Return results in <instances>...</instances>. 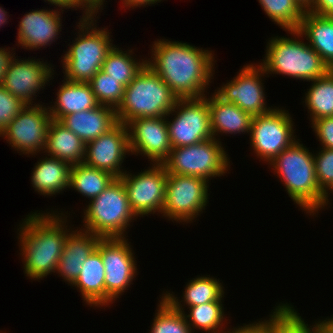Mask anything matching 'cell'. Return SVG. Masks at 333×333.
<instances>
[{
    "mask_svg": "<svg viewBox=\"0 0 333 333\" xmlns=\"http://www.w3.org/2000/svg\"><path fill=\"white\" fill-rule=\"evenodd\" d=\"M152 56L146 60L177 96V98L203 97L215 72L212 51L188 43L158 39L153 42Z\"/></svg>",
    "mask_w": 333,
    "mask_h": 333,
    "instance_id": "1",
    "label": "cell"
},
{
    "mask_svg": "<svg viewBox=\"0 0 333 333\" xmlns=\"http://www.w3.org/2000/svg\"><path fill=\"white\" fill-rule=\"evenodd\" d=\"M33 213L19 225L18 239L24 273L31 280H40L55 273L71 231L66 226L67 217L62 211L58 214L52 213V210L51 213Z\"/></svg>",
    "mask_w": 333,
    "mask_h": 333,
    "instance_id": "2",
    "label": "cell"
},
{
    "mask_svg": "<svg viewBox=\"0 0 333 333\" xmlns=\"http://www.w3.org/2000/svg\"><path fill=\"white\" fill-rule=\"evenodd\" d=\"M269 165L283 182L290 198L310 216L326 206V195L316 178L314 154L297 139ZM320 209V210H319Z\"/></svg>",
    "mask_w": 333,
    "mask_h": 333,
    "instance_id": "3",
    "label": "cell"
},
{
    "mask_svg": "<svg viewBox=\"0 0 333 333\" xmlns=\"http://www.w3.org/2000/svg\"><path fill=\"white\" fill-rule=\"evenodd\" d=\"M291 37H271L267 42L265 59L260 65L265 75L282 74L303 81H313L323 77L330 68L320 55L300 37L298 30H288ZM297 37V38H296Z\"/></svg>",
    "mask_w": 333,
    "mask_h": 333,
    "instance_id": "4",
    "label": "cell"
},
{
    "mask_svg": "<svg viewBox=\"0 0 333 333\" xmlns=\"http://www.w3.org/2000/svg\"><path fill=\"white\" fill-rule=\"evenodd\" d=\"M177 96L148 66L125 87L123 100L116 109L119 123L136 118L167 116L174 108Z\"/></svg>",
    "mask_w": 333,
    "mask_h": 333,
    "instance_id": "5",
    "label": "cell"
},
{
    "mask_svg": "<svg viewBox=\"0 0 333 333\" xmlns=\"http://www.w3.org/2000/svg\"><path fill=\"white\" fill-rule=\"evenodd\" d=\"M94 20V16L80 19L77 25L80 33L61 60L64 79L68 81L88 83L102 69L107 53L114 46L109 30L97 29Z\"/></svg>",
    "mask_w": 333,
    "mask_h": 333,
    "instance_id": "6",
    "label": "cell"
},
{
    "mask_svg": "<svg viewBox=\"0 0 333 333\" xmlns=\"http://www.w3.org/2000/svg\"><path fill=\"white\" fill-rule=\"evenodd\" d=\"M88 204L84 209L83 230L102 238H125L126 228L138 218L130 207L120 177Z\"/></svg>",
    "mask_w": 333,
    "mask_h": 333,
    "instance_id": "7",
    "label": "cell"
},
{
    "mask_svg": "<svg viewBox=\"0 0 333 333\" xmlns=\"http://www.w3.org/2000/svg\"><path fill=\"white\" fill-rule=\"evenodd\" d=\"M219 140L211 138L190 146L172 148L162 163L166 172L196 176L207 181L227 173L230 159Z\"/></svg>",
    "mask_w": 333,
    "mask_h": 333,
    "instance_id": "8",
    "label": "cell"
},
{
    "mask_svg": "<svg viewBox=\"0 0 333 333\" xmlns=\"http://www.w3.org/2000/svg\"><path fill=\"white\" fill-rule=\"evenodd\" d=\"M170 114L175 116L172 121H168L169 118H167ZM167 116L166 122L172 148L190 146L213 138L207 96L178 98Z\"/></svg>",
    "mask_w": 333,
    "mask_h": 333,
    "instance_id": "9",
    "label": "cell"
},
{
    "mask_svg": "<svg viewBox=\"0 0 333 333\" xmlns=\"http://www.w3.org/2000/svg\"><path fill=\"white\" fill-rule=\"evenodd\" d=\"M208 183L200 177L168 173L162 217L193 222L208 204Z\"/></svg>",
    "mask_w": 333,
    "mask_h": 333,
    "instance_id": "10",
    "label": "cell"
},
{
    "mask_svg": "<svg viewBox=\"0 0 333 333\" xmlns=\"http://www.w3.org/2000/svg\"><path fill=\"white\" fill-rule=\"evenodd\" d=\"M275 108L254 116L250 127V145L257 158L268 164L296 141L289 112L279 107Z\"/></svg>",
    "mask_w": 333,
    "mask_h": 333,
    "instance_id": "11",
    "label": "cell"
},
{
    "mask_svg": "<svg viewBox=\"0 0 333 333\" xmlns=\"http://www.w3.org/2000/svg\"><path fill=\"white\" fill-rule=\"evenodd\" d=\"M105 267V305L112 304L137 275L136 258L128 239L102 238L97 245Z\"/></svg>",
    "mask_w": 333,
    "mask_h": 333,
    "instance_id": "12",
    "label": "cell"
},
{
    "mask_svg": "<svg viewBox=\"0 0 333 333\" xmlns=\"http://www.w3.org/2000/svg\"><path fill=\"white\" fill-rule=\"evenodd\" d=\"M152 165L136 175L125 172L120 177L137 217L163 212L168 173L163 164Z\"/></svg>",
    "mask_w": 333,
    "mask_h": 333,
    "instance_id": "13",
    "label": "cell"
},
{
    "mask_svg": "<svg viewBox=\"0 0 333 333\" xmlns=\"http://www.w3.org/2000/svg\"><path fill=\"white\" fill-rule=\"evenodd\" d=\"M52 120L43 104L26 105L2 131L0 137L22 154L36 155L46 147L48 127Z\"/></svg>",
    "mask_w": 333,
    "mask_h": 333,
    "instance_id": "14",
    "label": "cell"
},
{
    "mask_svg": "<svg viewBox=\"0 0 333 333\" xmlns=\"http://www.w3.org/2000/svg\"><path fill=\"white\" fill-rule=\"evenodd\" d=\"M264 74L265 70L260 64H246L233 80L215 89L214 94L224 102L236 104L252 117L267 113L273 108L267 107L265 102V88L261 79Z\"/></svg>",
    "mask_w": 333,
    "mask_h": 333,
    "instance_id": "15",
    "label": "cell"
},
{
    "mask_svg": "<svg viewBox=\"0 0 333 333\" xmlns=\"http://www.w3.org/2000/svg\"><path fill=\"white\" fill-rule=\"evenodd\" d=\"M131 154L145 155L151 164H162L172 146L166 116L136 118L126 124Z\"/></svg>",
    "mask_w": 333,
    "mask_h": 333,
    "instance_id": "16",
    "label": "cell"
},
{
    "mask_svg": "<svg viewBox=\"0 0 333 333\" xmlns=\"http://www.w3.org/2000/svg\"><path fill=\"white\" fill-rule=\"evenodd\" d=\"M126 153H131L127 127L125 124L118 123L106 134L86 143L83 163L121 177L126 172L121 167Z\"/></svg>",
    "mask_w": 333,
    "mask_h": 333,
    "instance_id": "17",
    "label": "cell"
},
{
    "mask_svg": "<svg viewBox=\"0 0 333 333\" xmlns=\"http://www.w3.org/2000/svg\"><path fill=\"white\" fill-rule=\"evenodd\" d=\"M52 71L54 72L52 65L44 61L33 58L19 60L15 57L1 85L25 105H33V96H37L36 93L42 88L45 89L54 75Z\"/></svg>",
    "mask_w": 333,
    "mask_h": 333,
    "instance_id": "18",
    "label": "cell"
},
{
    "mask_svg": "<svg viewBox=\"0 0 333 333\" xmlns=\"http://www.w3.org/2000/svg\"><path fill=\"white\" fill-rule=\"evenodd\" d=\"M61 13L63 11L57 10H32L24 14L19 22L18 28V45L24 49H41L45 46L51 45L57 35L61 31Z\"/></svg>",
    "mask_w": 333,
    "mask_h": 333,
    "instance_id": "19",
    "label": "cell"
},
{
    "mask_svg": "<svg viewBox=\"0 0 333 333\" xmlns=\"http://www.w3.org/2000/svg\"><path fill=\"white\" fill-rule=\"evenodd\" d=\"M70 232L65 240L64 249L57 264L56 273L64 281L72 285L80 274L82 264L95 251L102 239L94 233L83 230L82 227Z\"/></svg>",
    "mask_w": 333,
    "mask_h": 333,
    "instance_id": "20",
    "label": "cell"
},
{
    "mask_svg": "<svg viewBox=\"0 0 333 333\" xmlns=\"http://www.w3.org/2000/svg\"><path fill=\"white\" fill-rule=\"evenodd\" d=\"M60 122L85 144L106 134L119 123L116 109L106 105L68 114Z\"/></svg>",
    "mask_w": 333,
    "mask_h": 333,
    "instance_id": "21",
    "label": "cell"
},
{
    "mask_svg": "<svg viewBox=\"0 0 333 333\" xmlns=\"http://www.w3.org/2000/svg\"><path fill=\"white\" fill-rule=\"evenodd\" d=\"M213 138L218 134H250L252 116L236 104L222 101L214 93L207 98Z\"/></svg>",
    "mask_w": 333,
    "mask_h": 333,
    "instance_id": "22",
    "label": "cell"
},
{
    "mask_svg": "<svg viewBox=\"0 0 333 333\" xmlns=\"http://www.w3.org/2000/svg\"><path fill=\"white\" fill-rule=\"evenodd\" d=\"M85 149L86 144L73 131L58 120H51L43 153L76 165L83 163Z\"/></svg>",
    "mask_w": 333,
    "mask_h": 333,
    "instance_id": "23",
    "label": "cell"
},
{
    "mask_svg": "<svg viewBox=\"0 0 333 333\" xmlns=\"http://www.w3.org/2000/svg\"><path fill=\"white\" fill-rule=\"evenodd\" d=\"M63 81L54 106H48L52 119L60 121L68 114L94 109L99 105L89 83Z\"/></svg>",
    "mask_w": 333,
    "mask_h": 333,
    "instance_id": "24",
    "label": "cell"
},
{
    "mask_svg": "<svg viewBox=\"0 0 333 333\" xmlns=\"http://www.w3.org/2000/svg\"><path fill=\"white\" fill-rule=\"evenodd\" d=\"M71 168V164L58 158H41L32 172V187L43 196L62 193L64 189L69 188Z\"/></svg>",
    "mask_w": 333,
    "mask_h": 333,
    "instance_id": "25",
    "label": "cell"
},
{
    "mask_svg": "<svg viewBox=\"0 0 333 333\" xmlns=\"http://www.w3.org/2000/svg\"><path fill=\"white\" fill-rule=\"evenodd\" d=\"M298 31L308 44L320 55L323 62L333 70V17L305 11Z\"/></svg>",
    "mask_w": 333,
    "mask_h": 333,
    "instance_id": "26",
    "label": "cell"
},
{
    "mask_svg": "<svg viewBox=\"0 0 333 333\" xmlns=\"http://www.w3.org/2000/svg\"><path fill=\"white\" fill-rule=\"evenodd\" d=\"M72 286L79 289L87 305L105 307V267L97 248L82 264L80 274Z\"/></svg>",
    "mask_w": 333,
    "mask_h": 333,
    "instance_id": "27",
    "label": "cell"
},
{
    "mask_svg": "<svg viewBox=\"0 0 333 333\" xmlns=\"http://www.w3.org/2000/svg\"><path fill=\"white\" fill-rule=\"evenodd\" d=\"M206 276H198L190 280L183 292V300L179 301L178 297L172 292H164L163 297L178 311L184 313L185 304L188 307L205 304L213 301H223L224 288L219 279ZM223 297V298H222ZM181 302H184L181 304Z\"/></svg>",
    "mask_w": 333,
    "mask_h": 333,
    "instance_id": "28",
    "label": "cell"
},
{
    "mask_svg": "<svg viewBox=\"0 0 333 333\" xmlns=\"http://www.w3.org/2000/svg\"><path fill=\"white\" fill-rule=\"evenodd\" d=\"M115 178L116 176L108 171L92 168L84 163L76 164L71 168L69 189L78 191L91 201L99 196Z\"/></svg>",
    "mask_w": 333,
    "mask_h": 333,
    "instance_id": "29",
    "label": "cell"
},
{
    "mask_svg": "<svg viewBox=\"0 0 333 333\" xmlns=\"http://www.w3.org/2000/svg\"><path fill=\"white\" fill-rule=\"evenodd\" d=\"M305 93V106L310 112L311 122L325 117H333V70L312 81Z\"/></svg>",
    "mask_w": 333,
    "mask_h": 333,
    "instance_id": "30",
    "label": "cell"
},
{
    "mask_svg": "<svg viewBox=\"0 0 333 333\" xmlns=\"http://www.w3.org/2000/svg\"><path fill=\"white\" fill-rule=\"evenodd\" d=\"M126 52V53H124ZM133 51L120 50L115 45L109 50L102 65V71L126 87L146 66V60L133 58ZM132 56V57H131ZM141 61V62H140Z\"/></svg>",
    "mask_w": 333,
    "mask_h": 333,
    "instance_id": "31",
    "label": "cell"
},
{
    "mask_svg": "<svg viewBox=\"0 0 333 333\" xmlns=\"http://www.w3.org/2000/svg\"><path fill=\"white\" fill-rule=\"evenodd\" d=\"M188 308L190 312L188 315L184 312V316L193 333L194 329H199L206 333H228V330H222L225 325L224 319H226L222 301L208 302Z\"/></svg>",
    "mask_w": 333,
    "mask_h": 333,
    "instance_id": "32",
    "label": "cell"
},
{
    "mask_svg": "<svg viewBox=\"0 0 333 333\" xmlns=\"http://www.w3.org/2000/svg\"><path fill=\"white\" fill-rule=\"evenodd\" d=\"M263 11L286 32L298 30L305 10L296 0H258Z\"/></svg>",
    "mask_w": 333,
    "mask_h": 333,
    "instance_id": "33",
    "label": "cell"
},
{
    "mask_svg": "<svg viewBox=\"0 0 333 333\" xmlns=\"http://www.w3.org/2000/svg\"><path fill=\"white\" fill-rule=\"evenodd\" d=\"M269 317L264 321L271 327L272 333H315L320 325L319 320L310 328L293 306L287 303L277 305Z\"/></svg>",
    "mask_w": 333,
    "mask_h": 333,
    "instance_id": "34",
    "label": "cell"
},
{
    "mask_svg": "<svg viewBox=\"0 0 333 333\" xmlns=\"http://www.w3.org/2000/svg\"><path fill=\"white\" fill-rule=\"evenodd\" d=\"M160 298L150 333H192L184 313L176 310L163 296Z\"/></svg>",
    "mask_w": 333,
    "mask_h": 333,
    "instance_id": "35",
    "label": "cell"
},
{
    "mask_svg": "<svg viewBox=\"0 0 333 333\" xmlns=\"http://www.w3.org/2000/svg\"><path fill=\"white\" fill-rule=\"evenodd\" d=\"M99 105L117 109L123 100L125 87L116 79L99 70L88 82Z\"/></svg>",
    "mask_w": 333,
    "mask_h": 333,
    "instance_id": "36",
    "label": "cell"
},
{
    "mask_svg": "<svg viewBox=\"0 0 333 333\" xmlns=\"http://www.w3.org/2000/svg\"><path fill=\"white\" fill-rule=\"evenodd\" d=\"M320 150L314 154L315 172L318 186L326 195V205H328L329 190L333 188V149L320 147Z\"/></svg>",
    "mask_w": 333,
    "mask_h": 333,
    "instance_id": "37",
    "label": "cell"
},
{
    "mask_svg": "<svg viewBox=\"0 0 333 333\" xmlns=\"http://www.w3.org/2000/svg\"><path fill=\"white\" fill-rule=\"evenodd\" d=\"M25 106L0 84V134Z\"/></svg>",
    "mask_w": 333,
    "mask_h": 333,
    "instance_id": "38",
    "label": "cell"
},
{
    "mask_svg": "<svg viewBox=\"0 0 333 333\" xmlns=\"http://www.w3.org/2000/svg\"><path fill=\"white\" fill-rule=\"evenodd\" d=\"M311 125L321 147L333 149V117L314 120Z\"/></svg>",
    "mask_w": 333,
    "mask_h": 333,
    "instance_id": "39",
    "label": "cell"
},
{
    "mask_svg": "<svg viewBox=\"0 0 333 333\" xmlns=\"http://www.w3.org/2000/svg\"><path fill=\"white\" fill-rule=\"evenodd\" d=\"M232 329H230L228 333H272L271 327L264 320L247 325L244 324L238 328L233 327Z\"/></svg>",
    "mask_w": 333,
    "mask_h": 333,
    "instance_id": "40",
    "label": "cell"
},
{
    "mask_svg": "<svg viewBox=\"0 0 333 333\" xmlns=\"http://www.w3.org/2000/svg\"><path fill=\"white\" fill-rule=\"evenodd\" d=\"M44 1L49 2V4H52L53 6L54 5L56 7L58 6L60 8L59 9L60 11H64V9H70V8L71 9L75 8V10H77L76 8H81V9L83 8L84 11L81 19L91 18L94 16L79 0H44Z\"/></svg>",
    "mask_w": 333,
    "mask_h": 333,
    "instance_id": "41",
    "label": "cell"
},
{
    "mask_svg": "<svg viewBox=\"0 0 333 333\" xmlns=\"http://www.w3.org/2000/svg\"><path fill=\"white\" fill-rule=\"evenodd\" d=\"M307 11L317 15L333 17V0H314Z\"/></svg>",
    "mask_w": 333,
    "mask_h": 333,
    "instance_id": "42",
    "label": "cell"
},
{
    "mask_svg": "<svg viewBox=\"0 0 333 333\" xmlns=\"http://www.w3.org/2000/svg\"><path fill=\"white\" fill-rule=\"evenodd\" d=\"M10 48H0V84L3 82L4 77L11 61L15 58V55L8 50Z\"/></svg>",
    "mask_w": 333,
    "mask_h": 333,
    "instance_id": "43",
    "label": "cell"
},
{
    "mask_svg": "<svg viewBox=\"0 0 333 333\" xmlns=\"http://www.w3.org/2000/svg\"><path fill=\"white\" fill-rule=\"evenodd\" d=\"M123 1V6L126 8H137L141 6H147V5H152V4H157V2H160L161 0H121Z\"/></svg>",
    "mask_w": 333,
    "mask_h": 333,
    "instance_id": "44",
    "label": "cell"
},
{
    "mask_svg": "<svg viewBox=\"0 0 333 333\" xmlns=\"http://www.w3.org/2000/svg\"><path fill=\"white\" fill-rule=\"evenodd\" d=\"M321 327L328 333H333V317L320 321Z\"/></svg>",
    "mask_w": 333,
    "mask_h": 333,
    "instance_id": "45",
    "label": "cell"
},
{
    "mask_svg": "<svg viewBox=\"0 0 333 333\" xmlns=\"http://www.w3.org/2000/svg\"><path fill=\"white\" fill-rule=\"evenodd\" d=\"M300 6L307 11L313 4L314 0H296Z\"/></svg>",
    "mask_w": 333,
    "mask_h": 333,
    "instance_id": "46",
    "label": "cell"
},
{
    "mask_svg": "<svg viewBox=\"0 0 333 333\" xmlns=\"http://www.w3.org/2000/svg\"><path fill=\"white\" fill-rule=\"evenodd\" d=\"M7 15V11L0 7V26L7 23V20L9 18Z\"/></svg>",
    "mask_w": 333,
    "mask_h": 333,
    "instance_id": "47",
    "label": "cell"
},
{
    "mask_svg": "<svg viewBox=\"0 0 333 333\" xmlns=\"http://www.w3.org/2000/svg\"><path fill=\"white\" fill-rule=\"evenodd\" d=\"M315 333H328L327 331H325L321 325H319L316 329H315Z\"/></svg>",
    "mask_w": 333,
    "mask_h": 333,
    "instance_id": "48",
    "label": "cell"
}]
</instances>
